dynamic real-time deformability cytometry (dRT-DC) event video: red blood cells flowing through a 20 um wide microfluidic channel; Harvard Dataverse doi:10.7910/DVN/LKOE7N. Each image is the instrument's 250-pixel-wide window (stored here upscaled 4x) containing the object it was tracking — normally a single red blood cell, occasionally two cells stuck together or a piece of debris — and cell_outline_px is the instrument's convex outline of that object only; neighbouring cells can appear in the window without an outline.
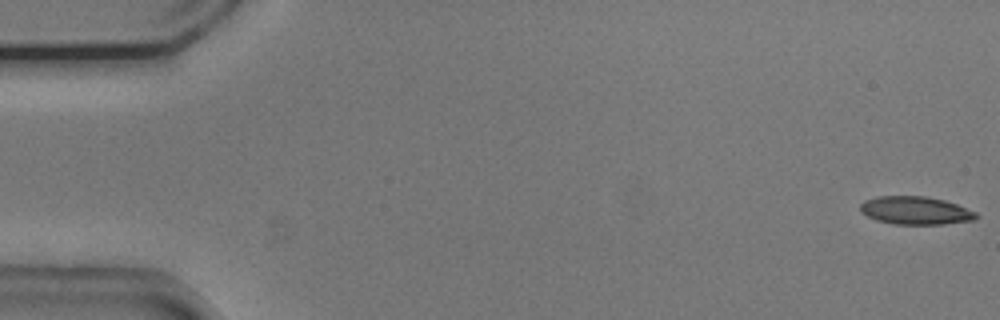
{"species": "common noctule bat (a hibernating species)", "species_latin": "Nyctalus noctula", "temperature_condition": "cold", "stored_images_in_passage": 54, "camera_frame_rate_fps": 3000, "um_per_image_px": 0.085, "animal": {"sex": "male", "body_mass_g": 20.5, "forearm_length_mm": 52.5}, "frame": {"image": 1, "passage_image": 1, "time_ms": 0.0, "image_size_px": [1000, 320], "cell_outline_px": [[980, 216], [972, 220], [944, 224], [896, 224], [876, 220], [860, 212], [860, 204], [864, 200], [880, 196], [924, 196], [944, 200], [956, 204], [976, 212]], "centroid_in_image_um": [77.8, 17.89], "position_along_channel_um": 7.2, "area_um2": 18.84}}
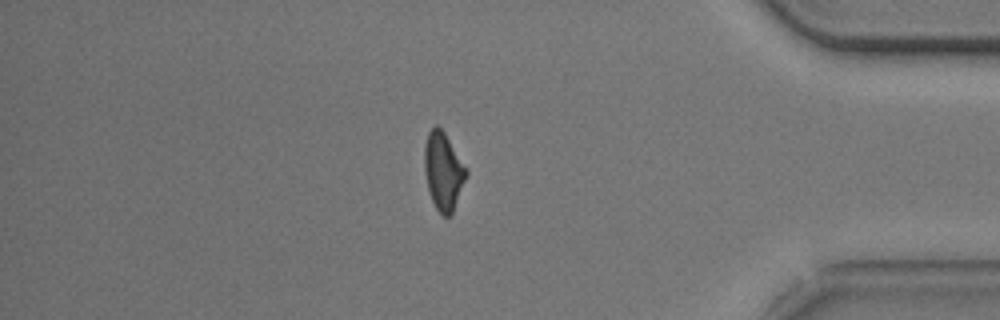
{"frame": {"image": 2, "passage_image": 46, "time_ms": 15.0, "image_size_px": [1000, 320], "cell_outline_px": [[468, 172], [452, 212], [448, 216], [444, 216], [436, 208], [432, 200], [428, 188], [424, 168], [424, 148], [428, 132], [436, 124], [444, 132], [468, 168]], "centroid_in_image_um": [37.68, 14.51], "position_along_channel_um": 397.5, "area_um2": 18.67}}
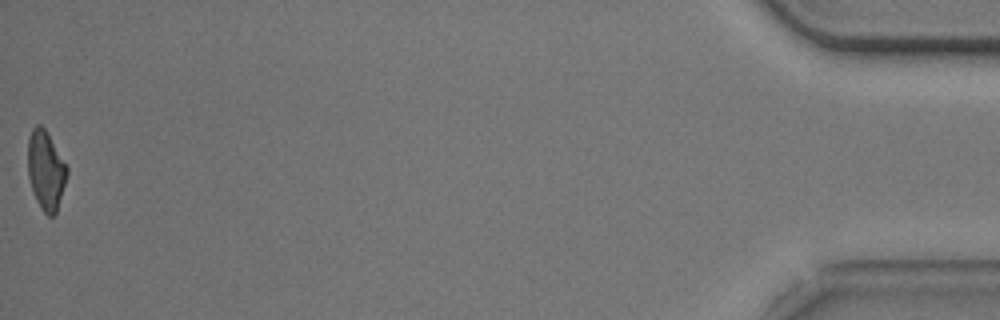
{"frame": {"image": 3, "passage_image": 54, "time_ms": 17.667, "image_size_px": [1000, 320], "cell_outline_px": [[68, 172], [56, 212], [52, 216], [48, 216], [44, 212], [36, 200], [28, 176], [28, 136], [32, 128], [36, 124], [40, 124], [44, 128], [68, 168]], "centroid_in_image_um": [3.87, 14.45], "position_along_channel_um": 431.3, "area_um2": 17.69}, "authors_computed_cell_mechanics": {"area_um2": 19.3052, "velocity_mm_per_s": 3.7595, "shape_relaxation_time_tau1_ms": 3.4823, "shape_relaxation_time_tau2_ms": 2.8219, "deformation_change_tau1": 0.1308, "deformation_change_tau2": 0.1049}}